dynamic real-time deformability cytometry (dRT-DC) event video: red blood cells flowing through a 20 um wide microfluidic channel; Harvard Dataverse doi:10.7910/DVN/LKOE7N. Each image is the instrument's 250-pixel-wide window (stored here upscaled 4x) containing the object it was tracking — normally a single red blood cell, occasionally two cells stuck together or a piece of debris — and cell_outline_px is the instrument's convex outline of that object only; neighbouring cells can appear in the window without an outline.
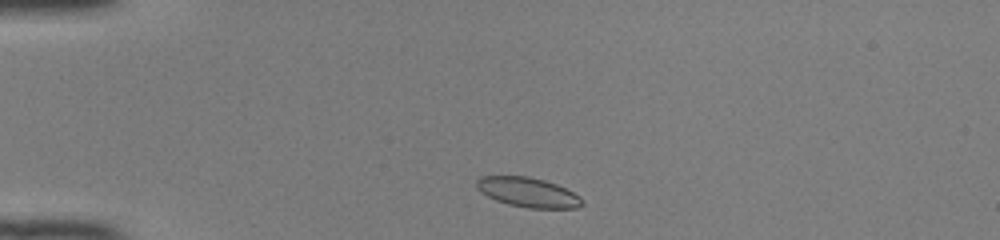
{"species": "common noctule bat (a hibernating species)", "species_latin": "Nyctalus noctula", "temperature_condition": "room temperature", "stored_images_in_passage": 39, "camera_frame_rate_fps": 3000, "um_per_image_px": 0.085, "animal": {"sex": "female", "body_mass_g": 22.0, "forearm_length_mm": 56.7}, "frame": {"image": 1, "passage_image": 2, "time_ms": 0.333, "image_size_px": [1000, 240], "cell_outline_px": [[584, 204], [576, 208], [528, 208], [508, 204], [496, 200], [480, 192], [476, 188], [476, 180], [480, 176], [528, 176], [544, 180], [556, 184], [580, 196], [584, 200]], "centroid_in_image_um": [44.87, 16.34], "position_along_channel_um": 40.1, "area_um2": 18.26}}
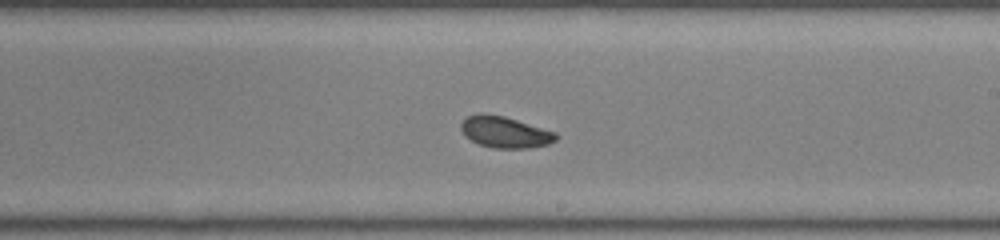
{"frame": {"image": 2, "passage_image": 20, "time_ms": 6.333, "image_size_px": [1000, 240], "cell_outline_px": [[560, 136], [556, 140], [548, 144], [528, 148], [492, 148], [480, 144], [464, 136], [460, 128], [460, 124], [468, 116], [480, 112], [504, 116], [556, 132]], "centroid_in_image_um": [42.92, 11.22], "position_along_channel_um": 246.1, "area_um2": 17.4}}
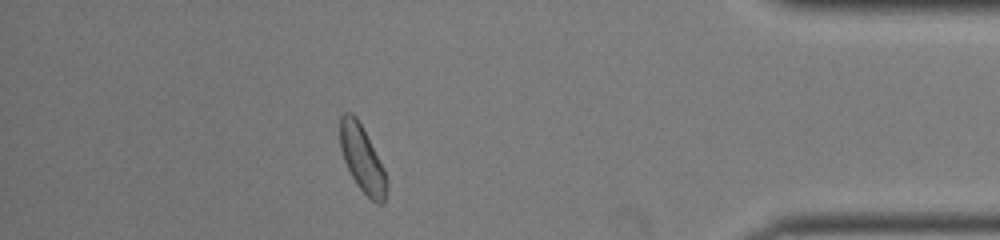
{"frame": {"image": 3, "passage_image": 34, "time_ms": 11.0, "image_size_px": [1000, 240], "cell_outline_px": [[388, 184], [384, 204], [376, 204], [356, 184], [344, 160], [340, 148], [340, 116], [344, 112], [352, 112], [356, 116], [384, 168], [388, 180]], "centroid_in_image_um": [30.8, 13.51], "position_along_channel_um": 404.4, "area_um2": 17.98}, "authors_computed_cell_mechanics": {"area_um2": 17.7446, "velocity_mm_per_s": 4.1117, "shape_relaxation_time_tau1_ms": 2.453, "shape_relaxation_time_tau2_ms": 5.5616, "deformation_change_tau1": 0.1142, "deformation_change_tau2": 0.0899}}